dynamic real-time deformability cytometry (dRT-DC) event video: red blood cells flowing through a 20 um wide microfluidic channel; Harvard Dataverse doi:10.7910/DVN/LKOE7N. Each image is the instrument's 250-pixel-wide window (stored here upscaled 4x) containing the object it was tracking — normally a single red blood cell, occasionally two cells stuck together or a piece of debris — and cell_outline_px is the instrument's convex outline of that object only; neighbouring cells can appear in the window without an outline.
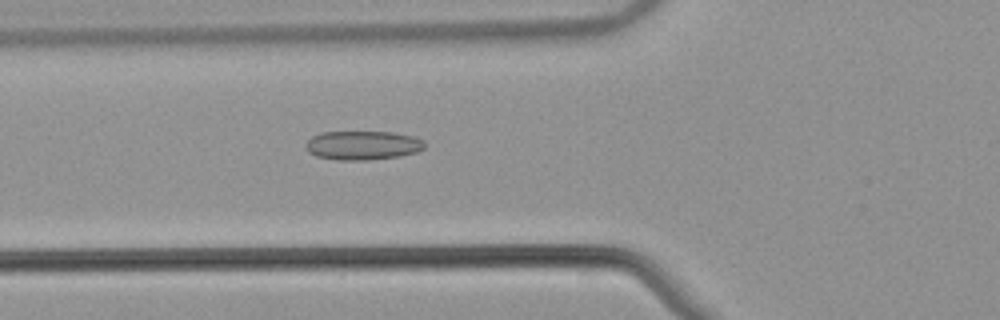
{"species": "common noctule bat (a hibernating species)", "species_latin": "Nyctalus noctula", "temperature_condition": "warm", "stored_images_in_passage": 41, "camera_frame_rate_fps": 3000, "um_per_image_px": 0.085, "animal": {"sex": "male", "body_mass_g": 21.5, "forearm_length_mm": 52.0}, "frame": {"image": 1, "passage_image": 8, "time_ms": 2.333, "image_size_px": [1000, 320], "cell_outline_px": [[424, 148], [416, 152], [400, 156], [368, 160], [336, 160], [316, 156], [308, 152], [304, 144], [312, 136], [320, 132], [392, 132], [412, 136], [424, 140]], "centroid_in_image_um": [30.8, 12.35], "position_along_channel_um": 95.0, "area_um2": 20.17}}
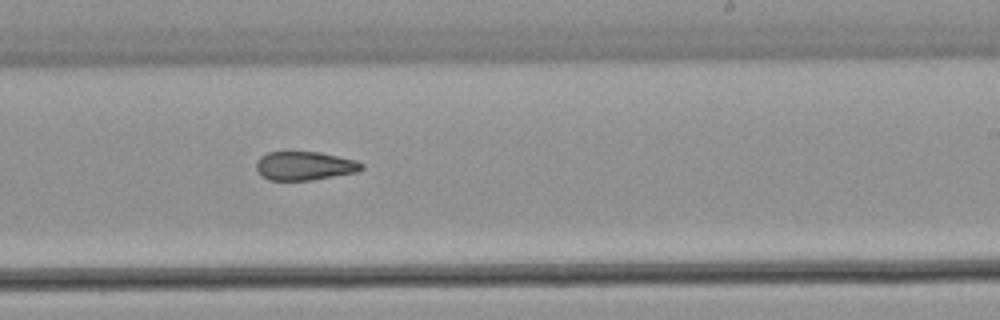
{"frame": {"image": 2, "passage_image": 21, "time_ms": 6.667, "image_size_px": [1000, 320], "cell_outline_px": [[364, 168], [356, 172], [312, 180], [268, 180], [256, 168], [256, 164], [260, 156], [268, 152], [320, 152], [356, 160], [364, 164]], "centroid_in_image_um": [25.91, 14.09], "position_along_channel_um": 263.1, "area_um2": 17.51}}
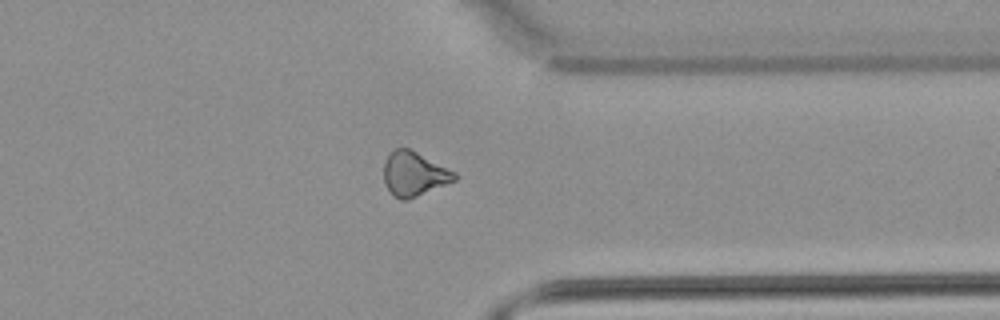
{"frame": {"image": 3, "passage_image": 30, "time_ms": 9.667, "image_size_px": [1000, 320], "cell_outline_px": [[460, 176], [456, 180], [408, 200], [400, 200], [388, 188], [384, 180], [384, 160], [396, 148], [408, 148], [456, 172]], "centroid_in_image_um": [35.22, 14.79], "position_along_channel_um": 376.2, "area_um2": 18.03}, "authors_computed_cell_mechanics": {"area_um2": 18.4382, "velocity_mm_per_s": 3.8788, "shape_relaxation_time_tau1_ms": null, "shape_relaxation_time_tau2_ms": 4.8109, "deformation_change_tau1": null, "deformation_change_tau2": 0.1284}}